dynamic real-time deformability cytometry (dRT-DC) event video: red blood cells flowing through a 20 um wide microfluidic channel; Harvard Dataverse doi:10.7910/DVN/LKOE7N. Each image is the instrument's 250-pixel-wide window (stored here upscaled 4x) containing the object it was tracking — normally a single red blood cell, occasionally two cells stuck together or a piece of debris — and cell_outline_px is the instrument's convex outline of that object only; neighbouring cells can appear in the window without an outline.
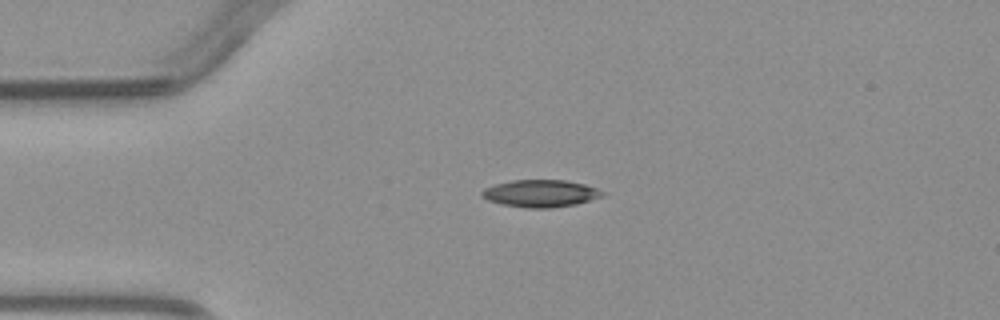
{"species": "common noctule bat (a hibernating species)", "species_latin": "Nyctalus noctula", "temperature_condition": "warm", "stored_images_in_passage": 3, "camera_frame_rate_fps": 3000, "um_per_image_px": 0.085, "animal": {"sex": "male", "body_mass_g": 23.1, "forearm_length_mm": 52.7}, "frame": {"image": 1, "passage_image": 1, "time_ms": 0.0, "image_size_px": [1000, 320], "cell_outline_px": [[604, 196], [576, 204], [552, 208], [528, 208], [500, 204], [488, 200], [480, 196], [480, 192], [484, 188], [496, 184], [512, 180], [564, 180], [584, 184], [596, 188], [604, 192]], "centroid_in_image_um": [45.92, 16.44], "position_along_channel_um": 39.1, "area_um2": 19.19}}
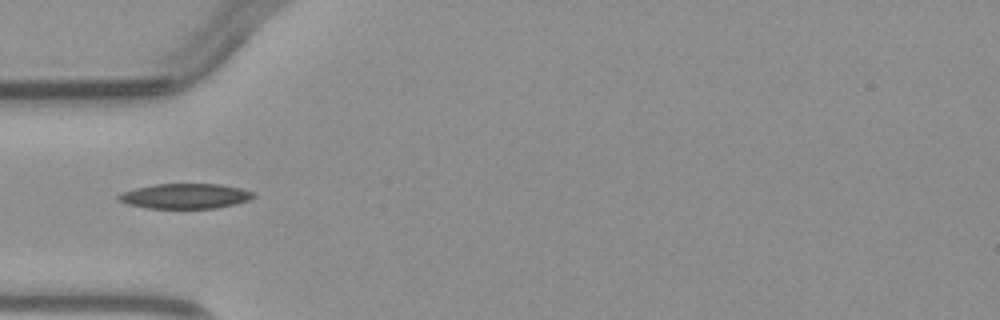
{"frame": {"image": 2, "passage_image": 2, "time_ms": 1.333, "image_size_px": [1000, 320], "cell_outline_px": [[256, 196], [252, 200], [236, 204], [216, 208], [148, 208], [128, 204], [116, 200], [116, 196], [120, 192], [136, 188], [156, 184], [220, 184], [240, 188], [252, 192]], "centroid_in_image_um": [15.74, 16.67], "position_along_channel_um": 69.3, "area_um2": 19.83}}
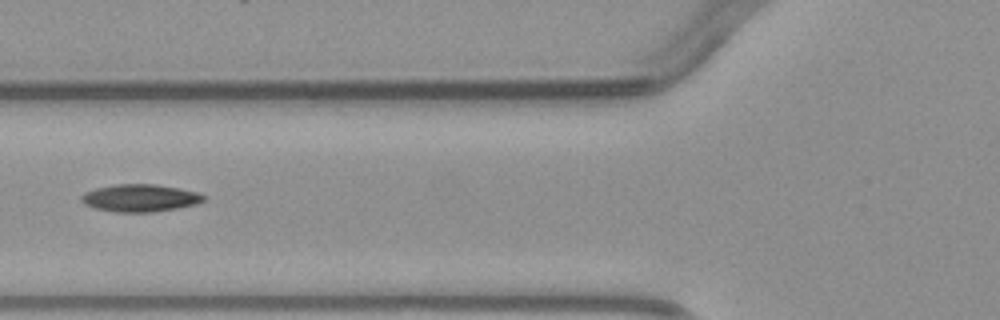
{"frame": {"image": 3, "passage_image": 3, "time_ms": 2.333, "image_size_px": [1000, 320], "cell_outline_px": [[204, 200], [196, 204], [176, 208], [152, 212], [116, 212], [92, 208], [84, 204], [80, 200], [80, 196], [84, 192], [96, 188], [116, 184], [156, 184], [196, 192], [204, 196]], "centroid_in_image_um": [11.83, 16.83], "position_along_channel_um": 114.0, "area_um2": 19.48}}